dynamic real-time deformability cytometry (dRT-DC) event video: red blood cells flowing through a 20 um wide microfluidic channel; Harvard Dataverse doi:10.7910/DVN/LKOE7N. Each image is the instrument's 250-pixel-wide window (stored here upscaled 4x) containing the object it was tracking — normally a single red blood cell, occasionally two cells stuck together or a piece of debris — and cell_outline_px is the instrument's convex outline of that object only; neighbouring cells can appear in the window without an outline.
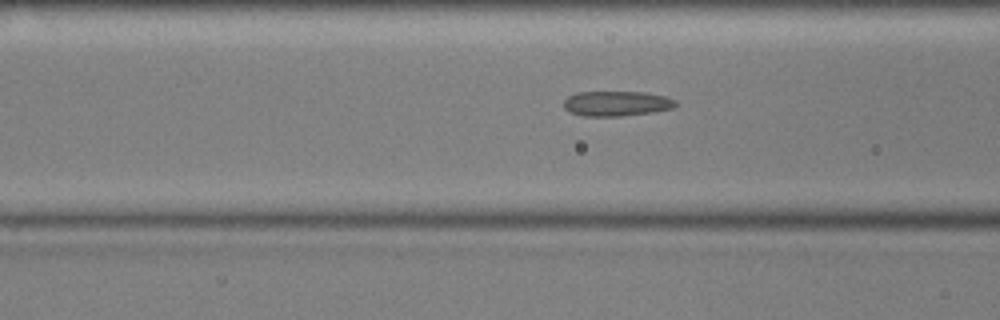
{"species": "common noctule bat (a hibernating species)", "species_latin": "Nyctalus noctula", "temperature_condition": "cold", "stored_images_in_passage": 56, "camera_frame_rate_fps": 3000, "um_per_image_px": 0.085, "animal": {"sex": "male", "body_mass_g": 17.9, "forearm_length_mm": 54.2}, "frame": {"image": 1, "passage_image": 21, "time_ms": 6.667, "image_size_px": [1000, 320], "cell_outline_px": [[676, 104], [672, 108], [652, 112], [620, 116], [584, 116], [568, 112], [564, 108], [564, 100], [568, 96], [576, 92], [644, 92], [664, 96], [676, 100]], "centroid_in_image_um": [52.36, 8.8], "position_along_channel_um": 114.2, "area_um2": 16.3}}
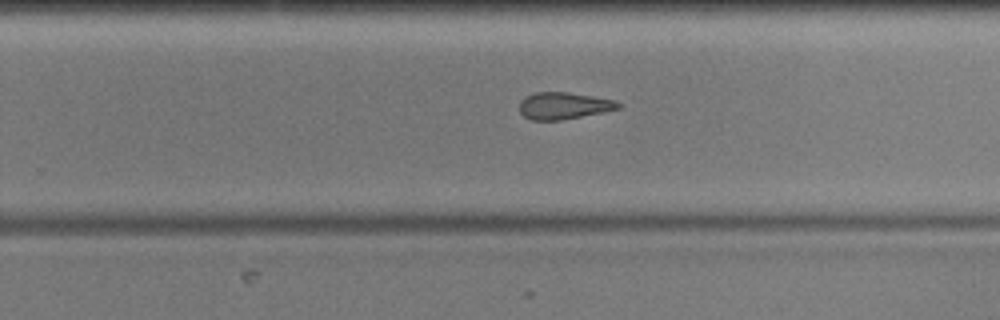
{"frame": {"image": 2, "passage_image": 35, "time_ms": 11.333, "image_size_px": [1000, 320], "cell_outline_px": [[624, 104], [620, 108], [604, 112], [560, 120], [532, 120], [524, 116], [520, 112], [520, 100], [536, 92], [568, 92], [616, 100]], "centroid_in_image_um": [47.96, 8.98], "position_along_channel_um": 281.8, "area_um2": 15.49}}
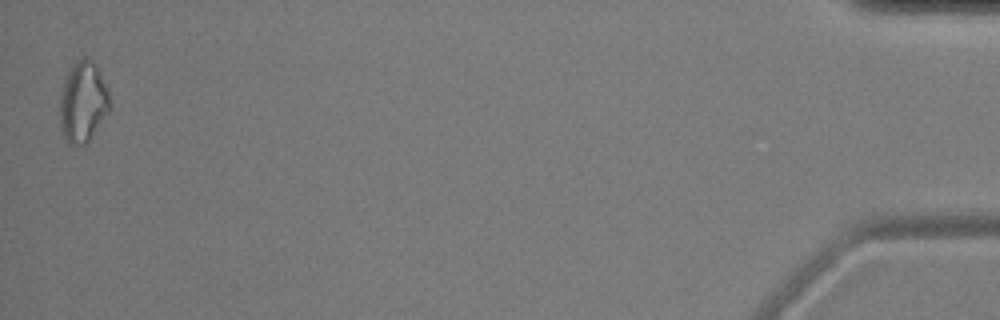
{"frame": {"image": 3, "passage_image": 55, "time_ms": 18.0, "image_size_px": [1000, 320], "cell_outline_px": [[112, 104], [108, 112], [92, 136], [84, 144], [68, 144], [60, 128], [60, 92], [64, 80], [68, 72], [84, 56], [92, 60], [96, 64], [108, 88]], "centroid_in_image_um": [7.07, 8.67], "position_along_channel_um": 428.1, "area_um2": 23.47}, "authors_computed_cell_mechanics": {"area_um2": 17.2244, "velocity_mm_per_s": 3.5946, "shape_relaxation_time_tau1_ms": null, "shape_relaxation_time_tau2_ms": 3.2942, "deformation_change_tau1": null, "deformation_change_tau2": 0.1134}}